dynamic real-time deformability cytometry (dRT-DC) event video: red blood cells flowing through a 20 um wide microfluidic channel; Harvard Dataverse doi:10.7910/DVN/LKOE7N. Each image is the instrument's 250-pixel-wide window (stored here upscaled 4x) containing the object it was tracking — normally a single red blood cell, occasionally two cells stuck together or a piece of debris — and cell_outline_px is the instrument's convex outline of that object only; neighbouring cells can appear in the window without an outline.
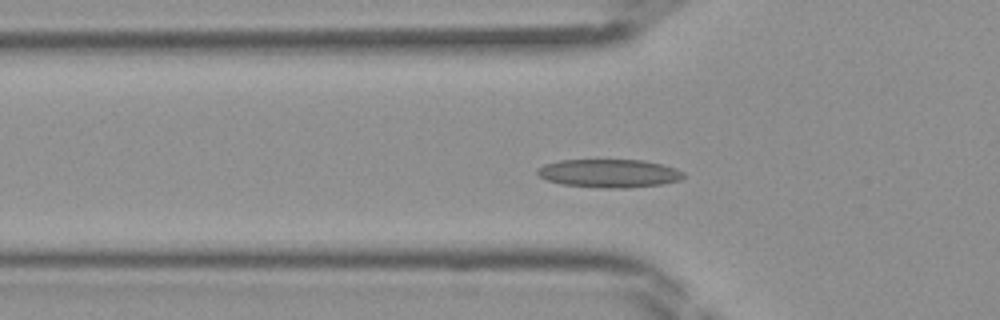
{"species": "Egyptian fruit bat (a non-hibernating species)", "species_latin": "Rousettus aegyptiacus", "temperature_condition": "room temperature", "stored_images_in_passage": 40, "camera_frame_rate_fps": 3000, "um_per_image_px": 0.085, "frame": {"image": 1, "passage_image": 9, "time_ms": 2.667, "image_size_px": [1000, 320], "cell_outline_px": [[684, 176], [680, 180], [660, 184], [628, 188], [600, 188], [564, 184], [548, 180], [540, 176], [536, 172], [536, 168], [544, 164], [560, 160], [644, 160], [676, 168], [684, 172]], "centroid_in_image_um": [51.77, 14.73], "position_along_channel_um": 74.0, "area_um2": 24.04}}
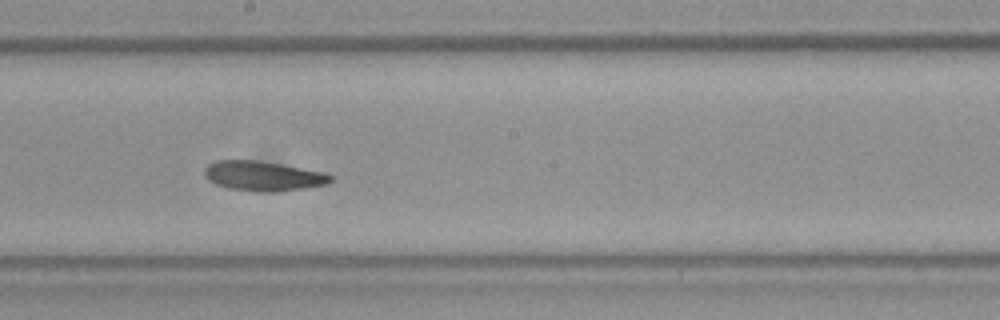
{"frame": {"image": 2, "passage_image": 19, "time_ms": 6.0, "image_size_px": [1000, 320], "cell_outline_px": [[336, 176], [328, 184], [304, 188], [276, 192], [260, 192], [228, 188], [216, 184], [208, 180], [204, 176], [204, 168], [208, 164], [216, 160], [256, 160], [280, 164], [324, 172]], "centroid_in_image_um": [22.37, 14.96], "position_along_channel_um": 225.8, "area_um2": 22.02}}
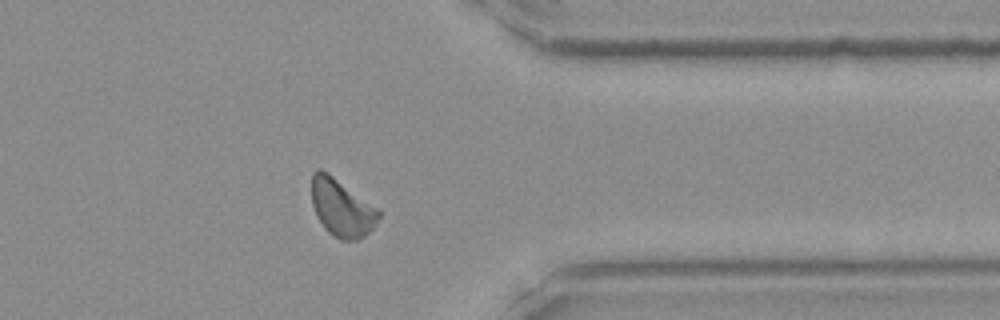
{"frame": {"image": 3, "passage_image": 30, "time_ms": 9.667, "image_size_px": [1000, 320], "cell_outline_px": [[380, 216], [372, 228], [364, 236], [356, 240], [340, 240], [328, 232], [324, 228], [316, 216], [312, 204], [312, 172], [316, 168], [320, 168], [328, 172], [376, 208], [380, 212]], "centroid_in_image_um": [29.0, 17.66], "position_along_channel_um": 382.4, "area_um2": 22.2}}